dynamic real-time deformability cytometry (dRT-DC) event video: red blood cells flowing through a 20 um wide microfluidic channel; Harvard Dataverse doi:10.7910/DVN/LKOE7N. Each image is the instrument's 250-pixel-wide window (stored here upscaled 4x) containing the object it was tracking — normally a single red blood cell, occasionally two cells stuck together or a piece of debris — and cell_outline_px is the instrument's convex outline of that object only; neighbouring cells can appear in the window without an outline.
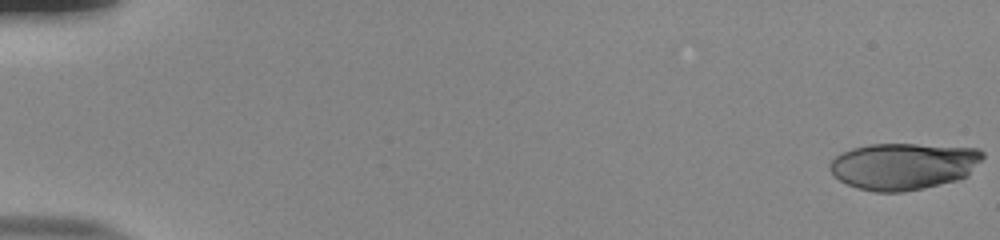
{"species": "human", "species_latin": "Homo sapiens", "temperature_condition": "room temperature", "stored_images_in_passage": 56, "camera_frame_rate_fps": 3000, "um_per_image_px": 0.085, "donor": {"sex": "male"}, "frame": {"image": 1, "passage_image": 1, "time_ms": 0.0, "image_size_px": [1000, 240], "cell_outline_px": [[984, 156], [968, 176], [956, 180], [924, 188], [904, 192], [876, 192], [860, 188], [848, 184], [840, 180], [828, 168], [828, 164], [836, 156], [852, 148], [872, 144], [916, 144], [980, 148], [984, 152]], "centroid_in_image_um": [76.83, 14.12], "position_along_channel_um": 8.2, "area_um2": 41.62}}
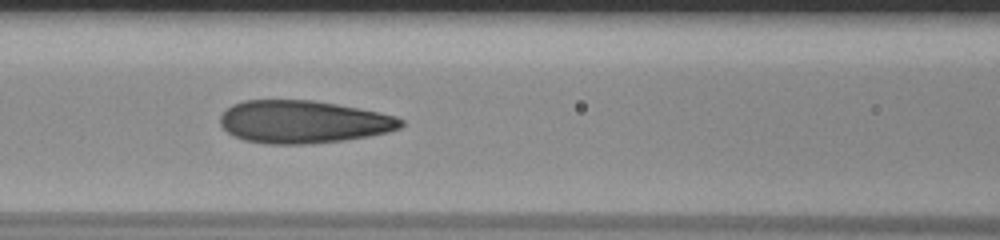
{"frame": {"image": 2, "passage_image": 27, "time_ms": 8.667, "image_size_px": [1000, 240], "cell_outline_px": [[404, 124], [400, 128], [388, 132], [368, 136], [344, 140], [308, 144], [268, 144], [244, 140], [228, 132], [220, 124], [220, 116], [232, 104], [244, 100], [312, 100], [336, 104], [396, 116], [404, 120]], "centroid_in_image_um": [25.77, 10.36], "position_along_channel_um": 140.8, "area_um2": 44.8}}
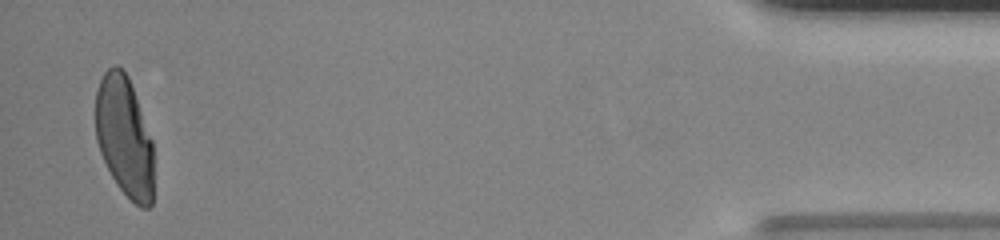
{"frame": {"image": 3, "passage_image": 55, "time_ms": 18.0, "image_size_px": [1000, 240], "cell_outline_px": [[152, 204], [148, 208], [140, 208], [116, 184], [100, 152], [96, 140], [96, 92], [100, 80], [104, 72], [108, 68], [116, 64], [128, 76], [152, 140]], "centroid_in_image_um": [10.56, 11.61], "position_along_channel_um": 424.6, "area_um2": 40.29}, "authors_computed_cell_mechanics": {"area_um2": 44.3615, "velocity_mm_per_s": 3.8412, "shape_relaxation_time_tau1_ms": 6.9591, "shape_relaxation_time_tau2_ms": 0.6909, "deformation_change_tau1": 0.2584, "deformation_change_tau2": 0.0652}}